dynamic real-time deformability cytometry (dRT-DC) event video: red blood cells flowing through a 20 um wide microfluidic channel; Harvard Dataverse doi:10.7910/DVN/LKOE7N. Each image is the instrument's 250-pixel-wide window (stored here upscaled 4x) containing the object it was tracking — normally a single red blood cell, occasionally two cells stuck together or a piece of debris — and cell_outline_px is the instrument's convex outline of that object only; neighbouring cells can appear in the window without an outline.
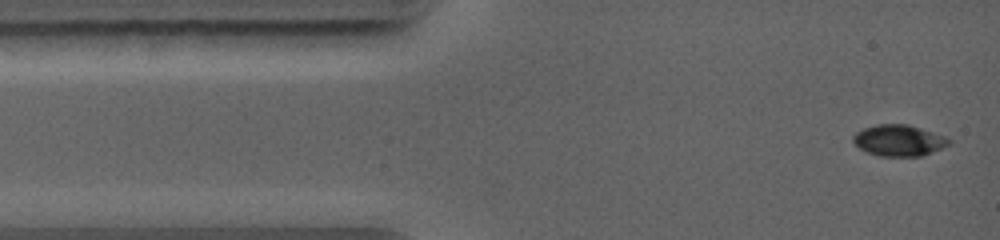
{"species": "common noctule bat (a hibernating species)", "species_latin": "Nyctalus noctula", "temperature_condition": "warm", "stored_images_in_passage": 4, "camera_frame_rate_fps": 5000, "um_per_image_px": 0.085, "animal": {"sex": "female", "body_mass_g": 19.0, "forearm_length_mm": 56.7}, "frame": {"image": 1, "passage_image": 1, "time_ms": 0.0, "image_size_px": [1000, 240], "cell_outline_px": [[952, 144], [920, 156], [880, 156], [868, 152], [860, 148], [852, 140], [852, 136], [856, 132], [864, 128], [876, 124], [908, 124], [944, 136], [952, 140]], "centroid_in_image_um": [76.41, 11.93], "position_along_channel_um": 8.6, "area_um2": 17.34}}
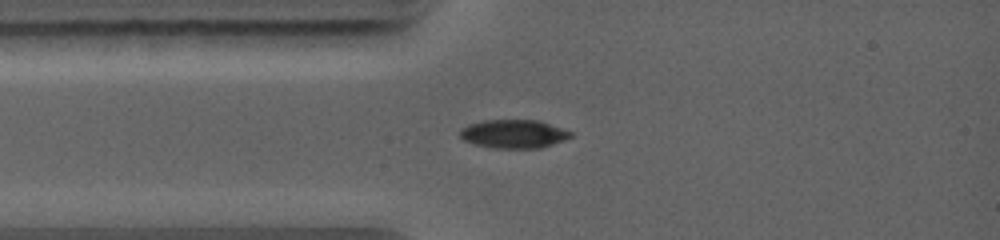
{"frame": {"image": 2, "passage_image": 3, "time_ms": 2.0, "image_size_px": [1000, 240], "cell_outline_px": [[572, 136], [564, 140], [540, 148], [492, 148], [476, 144], [464, 140], [460, 136], [460, 128], [468, 124], [480, 120], [540, 120], [564, 128], [572, 132]], "centroid_in_image_um": [43.67, 11.37], "position_along_channel_um": 41.3, "area_um2": 18.55}}
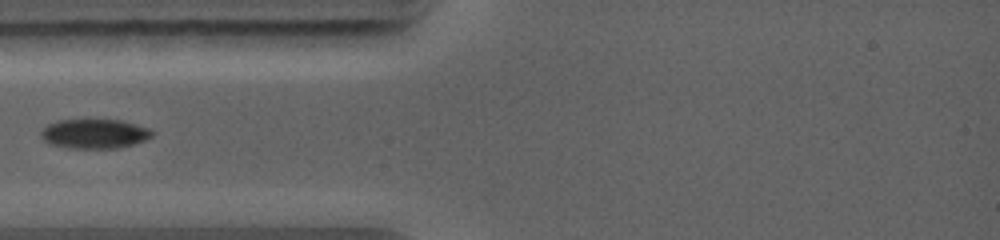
{"frame": {"image": 3, "passage_image": 4, "time_ms": 2.8, "image_size_px": [1000, 240], "cell_outline_px": [[156, 132], [152, 136], [144, 140], [132, 144], [116, 148], [68, 148], [48, 144], [40, 136], [40, 132], [48, 124], [56, 120], [88, 116], [120, 120], [148, 128]], "centroid_in_image_um": [7.97, 11.31], "position_along_channel_um": 77.0, "area_um2": 19.94}}